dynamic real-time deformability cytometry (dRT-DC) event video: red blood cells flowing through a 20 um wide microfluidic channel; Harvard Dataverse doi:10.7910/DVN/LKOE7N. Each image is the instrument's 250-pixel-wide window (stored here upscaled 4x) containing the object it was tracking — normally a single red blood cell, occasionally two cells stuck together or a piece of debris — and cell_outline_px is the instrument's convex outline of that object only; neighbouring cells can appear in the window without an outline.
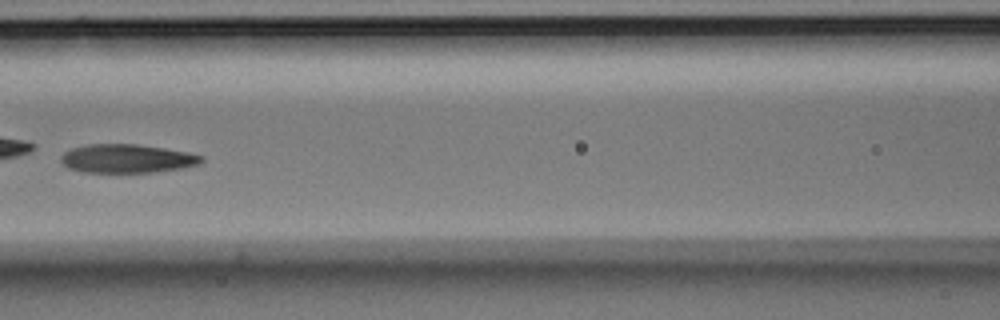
{"species": "Egyptian fruit bat (a non-hibernating species)", "species_latin": "Rousettus aegyptiacus", "temperature_condition": "room temperature", "stored_images_in_passage": 9, "camera_frame_rate_fps": 3000, "um_per_image_px": 0.085, "animal": {"sex": "male"}, "frame": {"image": 1, "passage_image": 7, "time_ms": 2.0, "image_size_px": [1000, 320], "cell_outline_px": [[204, 160], [200, 164], [180, 168], [156, 172], [84, 172], [68, 168], [60, 160], [60, 156], [64, 152], [72, 148], [88, 144], [136, 144], [164, 148], [188, 152], [204, 156]], "centroid_in_image_um": [10.8, 13.47], "position_along_channel_um": 155.8, "area_um2": 23.47}}
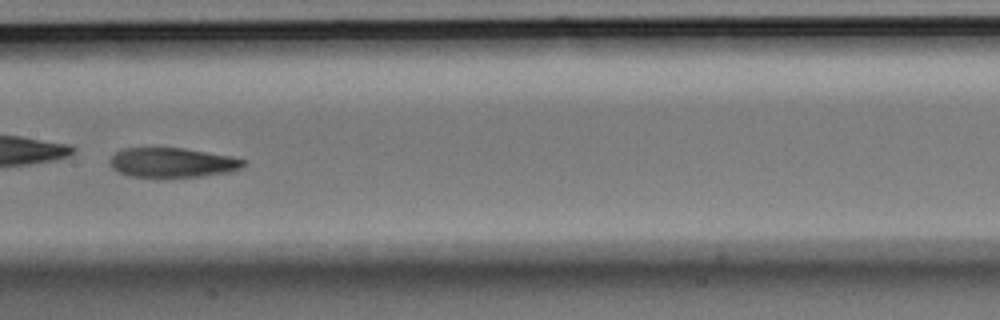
{"frame": {"image": 2, "passage_image": 8, "time_ms": 2.333, "image_size_px": [1000, 320], "cell_outline_px": [[248, 160], [240, 168], [228, 172], [200, 176], [128, 176], [112, 168], [108, 160], [116, 152], [124, 148], [184, 148], [232, 156]], "centroid_in_image_um": [14.65, 13.8], "position_along_channel_um": 192.7, "area_um2": 22.77}}
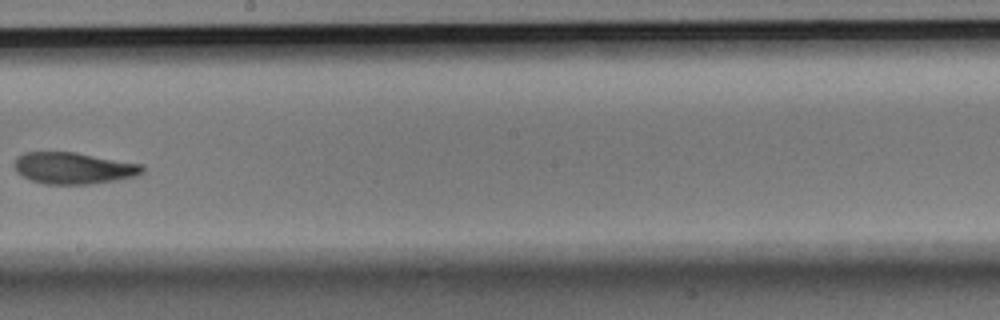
{"frame": {"image": 3, "passage_image": 9, "time_ms": 2.667, "image_size_px": [1000, 320], "cell_outline_px": [[144, 172], [136, 176], [116, 180], [88, 184], [44, 184], [32, 180], [16, 172], [16, 156], [24, 152], [76, 152], [144, 164]], "centroid_in_image_um": [6.29, 14.28], "position_along_channel_um": 241.9, "area_um2": 23.58}}